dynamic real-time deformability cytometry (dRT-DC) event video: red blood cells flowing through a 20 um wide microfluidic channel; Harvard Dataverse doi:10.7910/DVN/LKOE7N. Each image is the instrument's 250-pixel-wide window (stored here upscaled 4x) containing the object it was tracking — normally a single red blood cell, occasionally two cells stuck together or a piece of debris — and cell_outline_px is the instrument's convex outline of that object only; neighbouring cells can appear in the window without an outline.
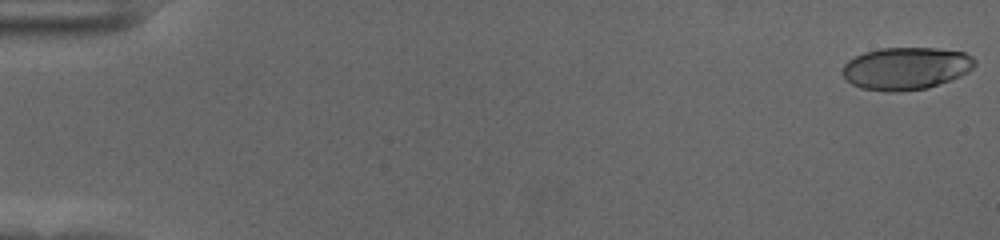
{"species": "human", "species_latin": "Homo sapiens", "temperature_condition": "cold", "stored_images_in_passage": 57, "camera_frame_rate_fps": 3000, "um_per_image_px": 0.085, "donor": {"sex": "female"}, "frame": {"image": 1, "passage_image": 1, "time_ms": 0.0, "image_size_px": [1000, 240], "cell_outline_px": [[976, 64], [968, 72], [960, 76], [928, 88], [896, 92], [884, 92], [860, 88], [852, 84], [844, 76], [844, 64], [848, 60], [864, 52], [880, 48], [936, 48], [964, 52], [972, 56], [976, 60]], "centroid_in_image_um": [77.02, 5.81], "position_along_channel_um": 8.0, "area_um2": 32.77}}
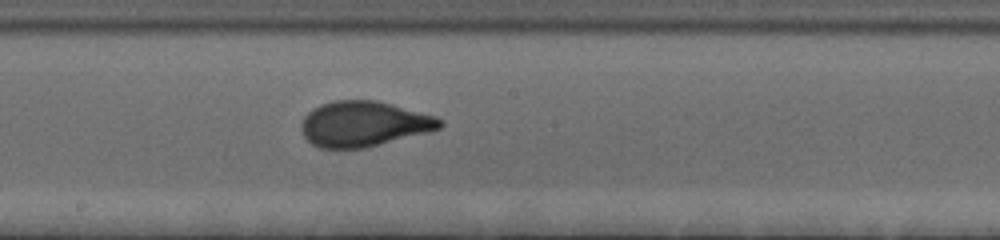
{"frame": {"image": 2, "passage_image": 32, "time_ms": 10.333, "image_size_px": [1000, 240], "cell_outline_px": [[444, 124], [440, 128], [428, 132], [364, 148], [320, 148], [312, 144], [304, 136], [300, 128], [300, 124], [304, 116], [312, 108], [320, 104], [332, 100], [376, 100], [392, 104], [436, 116], [444, 120]], "centroid_in_image_um": [30.9, 10.52], "position_along_channel_um": 217.3, "area_um2": 36.76}}
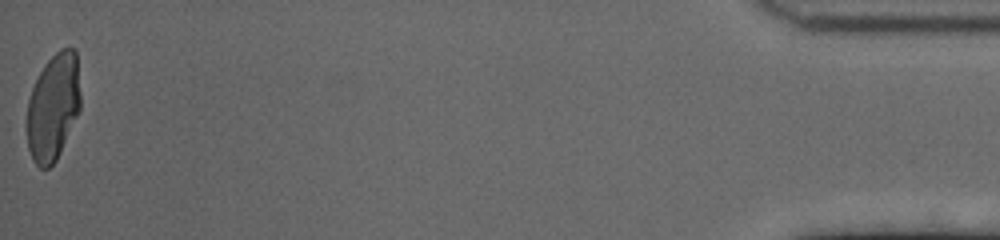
{"frame": {"image": 3, "passage_image": 57, "time_ms": 18.667, "image_size_px": [1000, 240], "cell_outline_px": [[80, 112], [56, 160], [48, 168], [40, 168], [32, 160], [28, 148], [24, 128], [24, 120], [28, 100], [32, 88], [44, 64], [60, 48], [72, 48], [76, 52], [80, 92]], "centroid_in_image_um": [4.48, 9.13], "position_along_channel_um": 430.7, "area_um2": 34.04}, "authors_computed_cell_mechanics": {"area_um2": 34.7956, "velocity_mm_per_s": 3.6233, "shape_relaxation_time_tau1_ms": 5.2772, "shape_relaxation_time_tau2_ms": null, "deformation_change_tau1": 0.2198, "deformation_change_tau2": null}}